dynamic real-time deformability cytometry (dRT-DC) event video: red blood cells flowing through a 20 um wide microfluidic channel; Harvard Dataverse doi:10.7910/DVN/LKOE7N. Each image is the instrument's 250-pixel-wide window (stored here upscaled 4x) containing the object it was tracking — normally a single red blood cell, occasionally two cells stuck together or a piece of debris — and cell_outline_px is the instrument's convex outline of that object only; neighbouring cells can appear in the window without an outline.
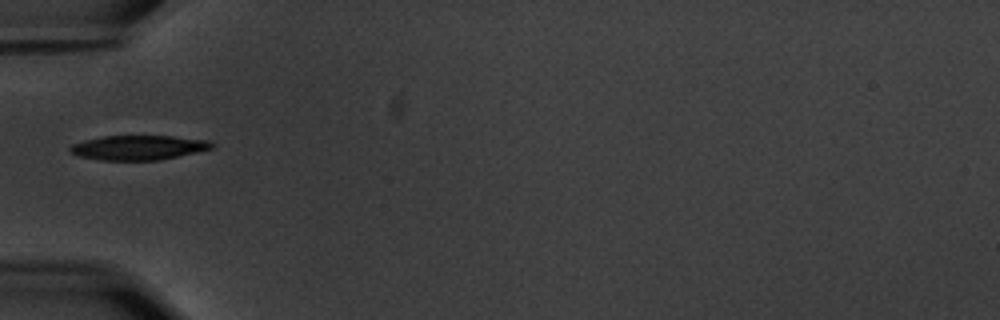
{"species": "common noctule bat (a hibernating species)", "species_latin": "Nyctalus noctula", "temperature_condition": "warm", "stored_images_in_passage": 38, "camera_frame_rate_fps": 3000, "um_per_image_px": 0.085, "animal": {"sex": "male", "body_mass_g": 20.1, "forearm_length_mm": 53.5}, "frame": {"image": 1, "passage_image": 1, "time_ms": 0.0, "image_size_px": [1000, 320], "cell_outline_px": [[212, 148], [196, 152], [160, 160], [100, 160], [80, 156], [72, 152], [68, 148], [72, 144], [84, 140], [104, 136], [172, 136], [208, 140], [212, 144]], "centroid_in_image_um": [11.75, 12.54], "position_along_channel_um": 73.3, "area_um2": 20.06}}
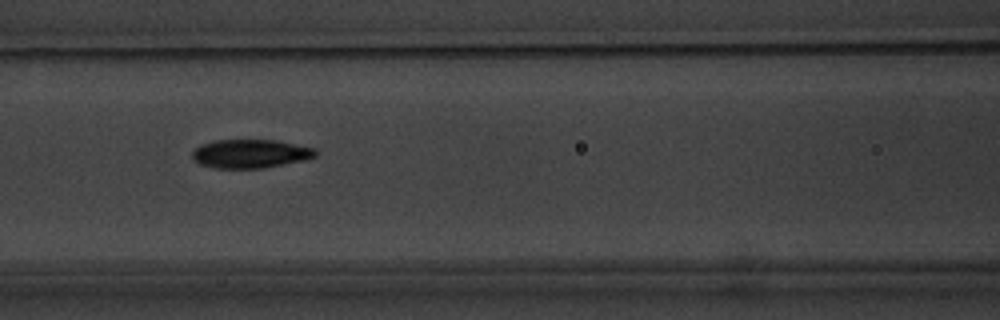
{"frame": {"image": 2, "passage_image": 7, "time_ms": 2.0, "image_size_px": [1000, 320], "cell_outline_px": [[316, 156], [304, 160], [264, 168], [216, 168], [200, 164], [192, 160], [192, 152], [200, 144], [212, 140], [276, 140], [316, 148]], "centroid_in_image_um": [21.26, 13.06], "position_along_channel_um": 145.3, "area_um2": 20.69}}
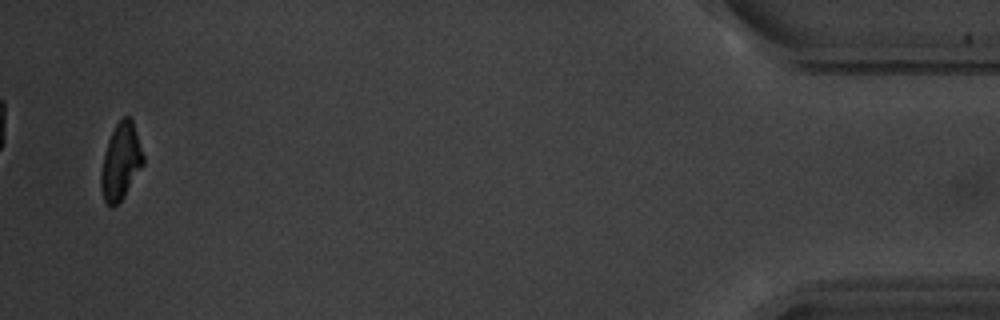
{"frame": {"image": 3, "passage_image": 37, "time_ms": 12.0, "image_size_px": [1000, 320], "cell_outline_px": [[144, 164], [124, 196], [112, 208], [104, 200], [100, 188], [100, 172], [104, 152], [108, 140], [116, 124], [124, 116], [128, 116], [132, 120], [144, 156]], "centroid_in_image_um": [10.25, 13.75], "position_along_channel_um": 424.9, "area_um2": 18.73}, "authors_computed_cell_mechanics": {"area_um2": 20.7502, "velocity_mm_per_s": 3.5611, "shape_relaxation_time_tau1_ms": 3.228, "shape_relaxation_time_tau2_ms": 1.9993, "deformation_change_tau1": 0.1392, "deformation_change_tau2": 0.056}}